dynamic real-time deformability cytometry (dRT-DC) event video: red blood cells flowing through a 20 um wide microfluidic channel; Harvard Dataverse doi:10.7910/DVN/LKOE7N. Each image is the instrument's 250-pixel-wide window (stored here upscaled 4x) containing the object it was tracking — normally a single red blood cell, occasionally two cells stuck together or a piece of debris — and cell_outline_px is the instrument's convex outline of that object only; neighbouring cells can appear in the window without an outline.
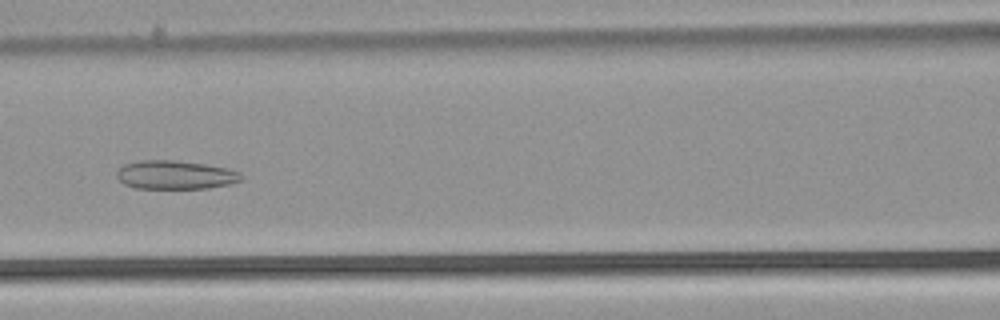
{"species": "common noctule bat (a hibernating species)", "species_latin": "Nyctalus noctula", "temperature_condition": "warm", "stored_images_in_passage": 54, "camera_frame_rate_fps": 3000, "um_per_image_px": 0.085, "animal": {"sex": "male", "body_mass_g": 21.5, "forearm_length_mm": 52.0}, "frame": {"image": 1, "passage_image": 25, "time_ms": 8.0, "image_size_px": [1000, 320], "cell_outline_px": [[244, 176], [240, 180], [232, 184], [208, 188], [136, 188], [124, 184], [116, 176], [116, 172], [124, 164], [140, 160], [176, 160], [204, 164], [228, 168], [240, 172]], "centroid_in_image_um": [14.92, 14.86], "position_along_channel_um": 151.7, "area_um2": 20.87}}
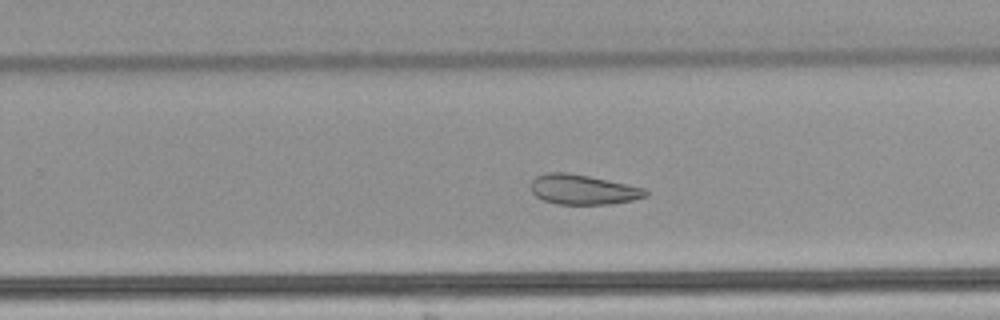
{"frame": {"image": 2, "passage_image": 35, "time_ms": 11.333, "image_size_px": [1000, 320], "cell_outline_px": [[648, 196], [632, 200], [612, 204], [556, 204], [544, 200], [536, 196], [532, 192], [532, 180], [536, 176], [544, 172], [564, 172], [588, 176], [648, 188]], "centroid_in_image_um": [49.59, 16.11], "position_along_channel_um": 280.2, "area_um2": 20.06}}
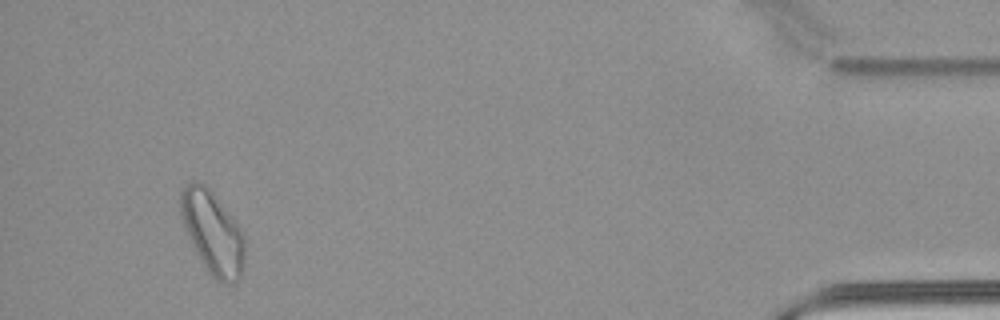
{"frame": {"image": 3, "passage_image": 51, "time_ms": 16.667, "image_size_px": [1000, 320], "cell_outline_px": [[244, 264], [240, 280], [224, 284], [216, 280], [208, 272], [200, 260], [192, 244], [180, 216], [180, 188], [192, 180], [200, 180], [208, 188], [244, 232]], "centroid_in_image_um": [18.06, 19.77], "position_along_channel_um": 417.1, "area_um2": 30.98}, "authors_computed_cell_mechanics": {"area_um2": 26.6747, "velocity_mm_per_s": 3.8659, "shape_relaxation_time_tau1_ms": null, "shape_relaxation_time_tau2_ms": 8.2697, "deformation_change_tau1": null, "deformation_change_tau2": 0.1582}}